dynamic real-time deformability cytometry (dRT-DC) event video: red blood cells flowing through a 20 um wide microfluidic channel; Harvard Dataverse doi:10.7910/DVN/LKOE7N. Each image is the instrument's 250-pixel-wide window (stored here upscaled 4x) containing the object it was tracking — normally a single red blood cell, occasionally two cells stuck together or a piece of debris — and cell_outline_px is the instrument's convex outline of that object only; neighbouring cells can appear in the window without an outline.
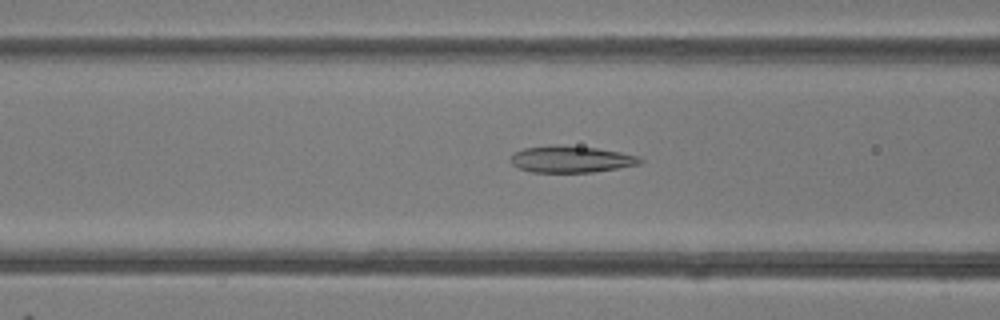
{"species": "common noctule bat (a hibernating species)", "species_latin": "Nyctalus noctula", "temperature_condition": "room temperature", "stored_images_in_passage": 48, "camera_frame_rate_fps": 3000, "um_per_image_px": 0.085, "animal": {"sex": "female"}, "frame": {"image": 1, "passage_image": 19, "time_ms": 6.0, "image_size_px": [1000, 320], "cell_outline_px": [[644, 160], [640, 164], [592, 172], [532, 172], [520, 168], [512, 164], [508, 160], [508, 156], [512, 152], [524, 148], [556, 144], [596, 148], [620, 152], [640, 156]], "centroid_in_image_um": [48.49, 13.52], "position_along_channel_um": 118.1, "area_um2": 20.29}}
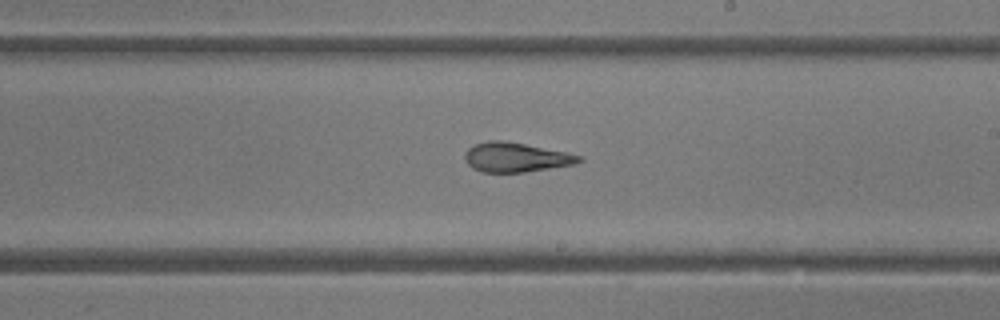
{"frame": {"image": 2, "passage_image": 28, "time_ms": 9.0, "image_size_px": [1000, 320], "cell_outline_px": [[584, 160], [576, 164], [524, 172], [480, 172], [472, 168], [468, 164], [464, 156], [464, 152], [472, 144], [488, 140], [504, 140], [568, 152], [580, 156]], "centroid_in_image_um": [43.83, 13.36], "position_along_channel_um": 245.2, "area_um2": 19.83}}
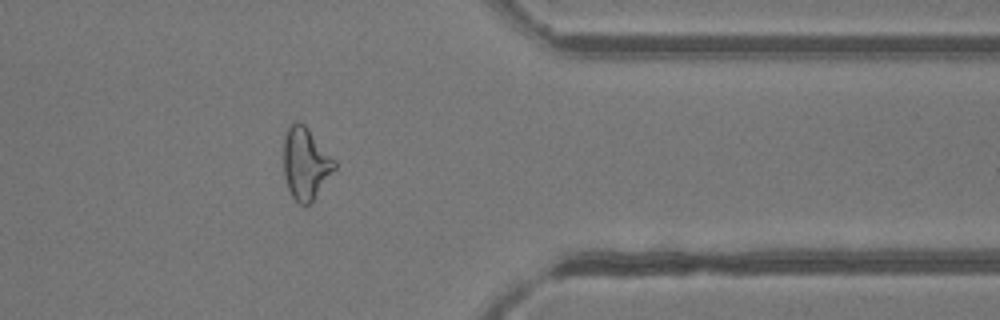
{"frame": {"image": 3, "passage_image": 39, "time_ms": 12.667, "image_size_px": [1000, 320], "cell_outline_px": [[336, 168], [312, 204], [300, 204], [292, 196], [288, 188], [284, 176], [284, 136], [288, 124], [296, 120], [300, 120], [308, 128], [336, 160]], "centroid_in_image_um": [25.99, 13.87], "position_along_channel_um": 385.4, "area_um2": 21.73}, "authors_computed_cell_mechanics": {"area_um2": 21.6461, "velocity_mm_per_s": 4.2335, "shape_relaxation_time_tau1_ms": 7.7359, "shape_relaxation_time_tau2_ms": 1.6483, "deformation_change_tau1": 0.247, "deformation_change_tau2": 0.119}}